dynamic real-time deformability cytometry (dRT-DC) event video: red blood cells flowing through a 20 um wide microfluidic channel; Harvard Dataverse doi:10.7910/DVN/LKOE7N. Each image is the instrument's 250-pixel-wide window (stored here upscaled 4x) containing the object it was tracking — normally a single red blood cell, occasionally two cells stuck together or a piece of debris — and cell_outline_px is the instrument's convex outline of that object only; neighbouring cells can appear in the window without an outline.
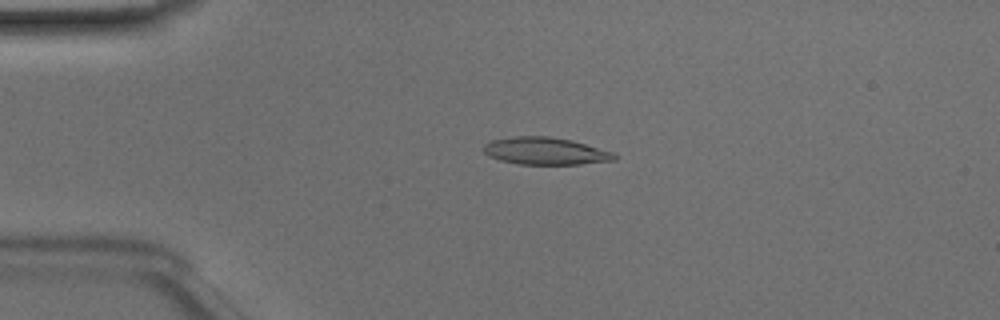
{"species": "Egyptian fruit bat (a non-hibernating species)", "species_latin": "Rousettus aegyptiacus", "temperature_condition": "room temperature", "stored_images_in_passage": 49, "camera_frame_rate_fps": 3000, "um_per_image_px": 0.085, "animal": {"sex": "male"}, "frame": {"image": 1, "passage_image": 11, "time_ms": 3.333, "image_size_px": [1000, 320], "cell_outline_px": [[616, 160], [580, 164], [520, 164], [500, 160], [488, 156], [484, 152], [484, 144], [492, 140], [516, 136], [548, 136], [572, 140], [612, 152], [616, 156]], "centroid_in_image_um": [46.34, 12.84], "position_along_channel_um": 38.7, "area_um2": 20.63}}
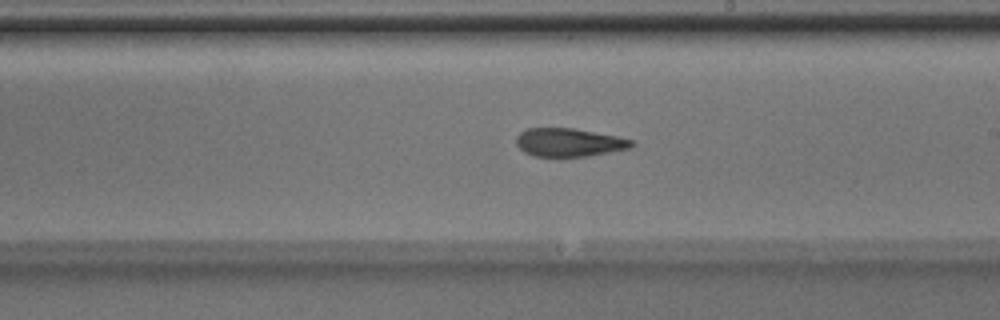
{"frame": {"image": 2, "passage_image": 28, "time_ms": 9.0, "image_size_px": [1000, 320], "cell_outline_px": [[636, 144], [632, 148], [588, 156], [532, 156], [524, 152], [516, 144], [516, 136], [520, 132], [528, 128], [576, 128], [636, 140]], "centroid_in_image_um": [48.41, 12.1], "position_along_channel_um": 240.6, "area_um2": 19.25}}
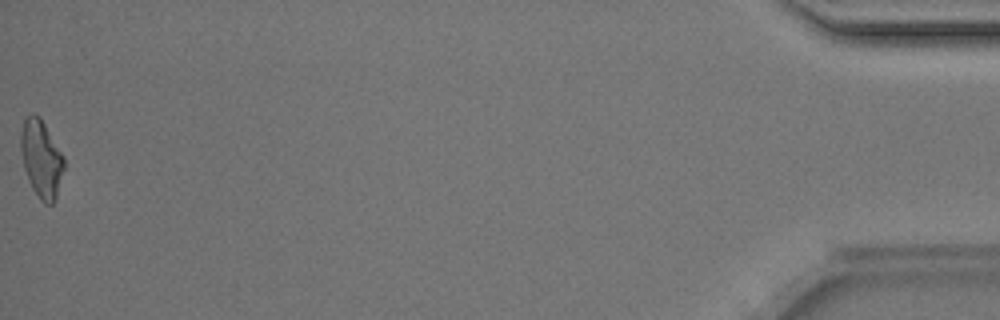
{"frame": {"image": 3, "passage_image": 49, "time_ms": 16.0, "image_size_px": [1000, 320], "cell_outline_px": [[64, 168], [56, 196], [52, 204], [44, 204], [40, 200], [32, 188], [28, 180], [24, 168], [20, 148], [20, 132], [24, 120], [32, 112], [40, 116], [64, 156]], "centroid_in_image_um": [3.5, 13.47], "position_along_channel_um": 431.7, "area_um2": 19.54}, "authors_computed_cell_mechanics": {"area_um2": 19.8254, "velocity_mm_per_s": 4.1347, "shape_relaxation_time_tau1_ms": null, "shape_relaxation_time_tau2_ms": 2.6702, "deformation_change_tau1": null, "deformation_change_tau2": 0.1125}}